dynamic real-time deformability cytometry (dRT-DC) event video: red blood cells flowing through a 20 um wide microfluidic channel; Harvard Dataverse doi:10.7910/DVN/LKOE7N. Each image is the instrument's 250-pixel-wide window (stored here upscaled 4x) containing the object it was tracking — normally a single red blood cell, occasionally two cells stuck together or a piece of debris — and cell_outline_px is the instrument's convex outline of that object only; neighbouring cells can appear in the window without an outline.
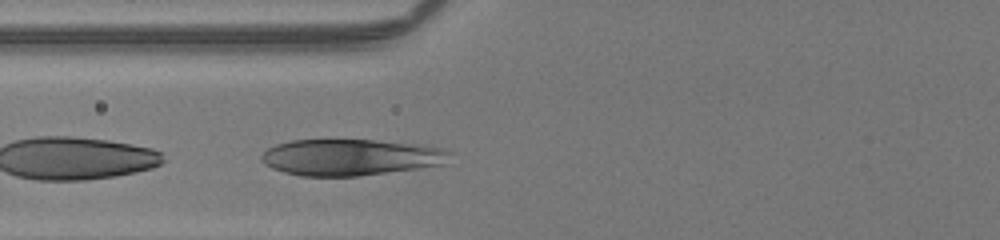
{"species": "human", "species_latin": "Homo sapiens", "temperature_condition": "room temperature", "stored_images_in_passage": 34, "camera_frame_rate_fps": 3000, "um_per_image_px": 0.085, "donor": {"sex": "male"}, "frame": {"image": 1, "passage_image": 11, "time_ms": 3.333, "image_size_px": [1000, 240], "cell_outline_px": [[452, 152], [444, 164], [416, 168], [356, 176], [300, 176], [284, 172], [272, 168], [264, 164], [260, 160], [260, 156], [268, 148], [276, 144], [288, 140], [376, 140], [424, 144], [444, 148]], "centroid_in_image_um": [29.79, 13.35], "position_along_channel_um": 96.0, "area_um2": 40.06}}
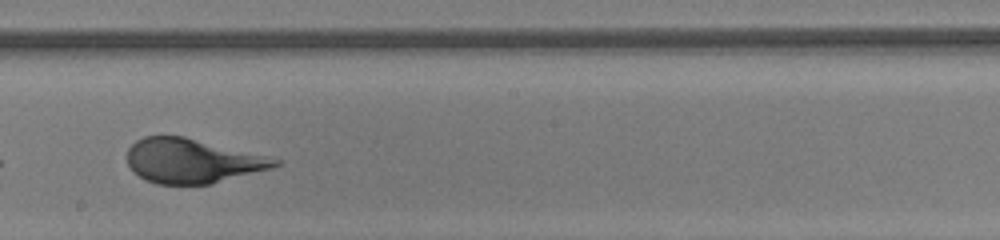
{"frame": {"image": 2, "passage_image": 21, "time_ms": 6.667, "image_size_px": [1000, 240], "cell_outline_px": [[284, 160], [280, 164], [272, 168], [208, 184], [156, 184], [132, 172], [128, 164], [128, 148], [136, 140], [144, 136], [184, 136], [268, 156]], "centroid_in_image_um": [16.34, 13.66], "position_along_channel_um": 231.9, "area_um2": 38.03}}
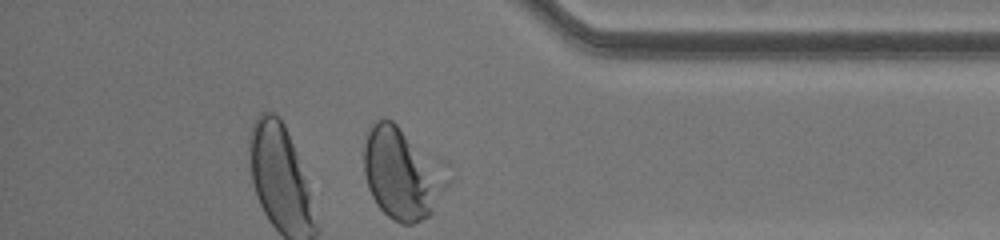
{"frame": {"image": 3, "passage_image": 34, "time_ms": 11.0, "image_size_px": [1000, 240], "cell_outline_px": [[432, 212], [428, 216], [412, 224], [400, 224], [392, 220], [376, 204], [368, 188], [364, 172], [364, 136], [368, 124], [372, 120], [384, 116], [392, 120], [396, 124], [404, 136], [432, 188]], "centroid_in_image_um": [33.59, 14.78], "position_along_channel_um": 401.6, "area_um2": 36.76}}